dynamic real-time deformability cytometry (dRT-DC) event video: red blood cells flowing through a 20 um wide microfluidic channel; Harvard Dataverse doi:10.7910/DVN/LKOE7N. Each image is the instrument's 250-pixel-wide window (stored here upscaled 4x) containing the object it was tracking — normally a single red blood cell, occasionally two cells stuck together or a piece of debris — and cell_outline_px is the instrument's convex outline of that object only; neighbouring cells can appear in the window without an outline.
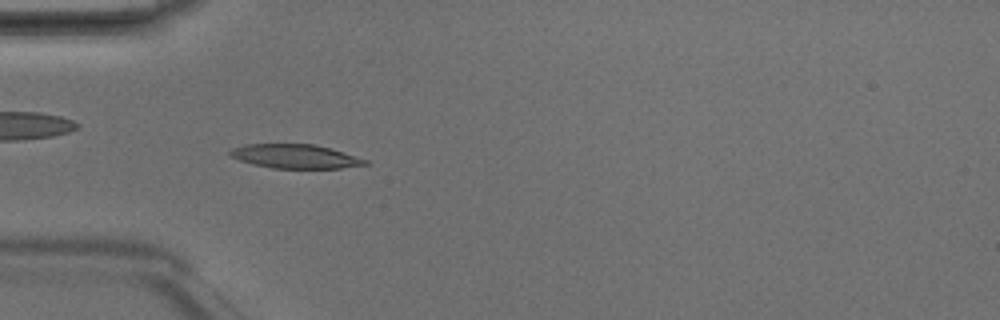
{"species": "Egyptian fruit bat (a non-hibernating species)", "species_latin": "Rousettus aegyptiacus", "temperature_condition": "room temperature", "stored_images_in_passage": 48, "camera_frame_rate_fps": 3000, "um_per_image_px": 0.085, "animal": {"sex": "male"}, "frame": {"image": 1, "passage_image": 14, "time_ms": 4.333, "image_size_px": [1000, 320], "cell_outline_px": [[368, 164], [340, 168], [272, 168], [252, 164], [240, 160], [232, 156], [228, 152], [232, 148], [244, 144], [312, 144], [332, 148], [368, 160]], "centroid_in_image_um": [25.09, 13.28], "position_along_channel_um": 59.9, "area_um2": 18.84}}
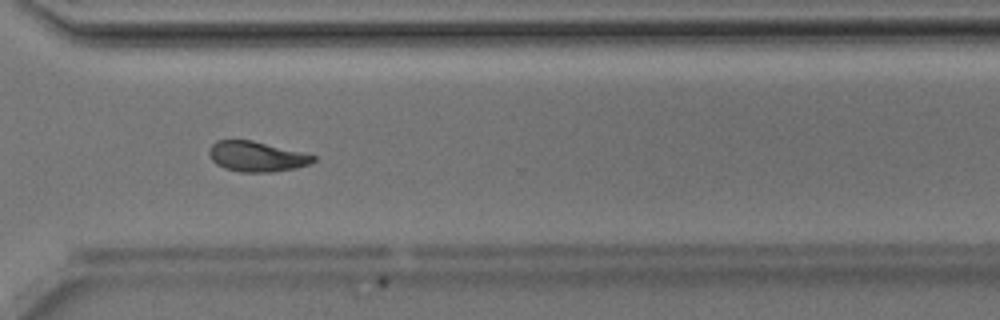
{"frame": {"image": 2, "passage_image": 35, "time_ms": 11.333, "image_size_px": [1000, 320], "cell_outline_px": [[316, 160], [308, 164], [296, 168], [272, 172], [240, 172], [224, 168], [216, 164], [212, 160], [208, 152], [208, 148], [216, 140], [252, 140], [316, 156]], "centroid_in_image_um": [21.77, 13.31], "position_along_channel_um": 348.8, "area_um2": 18.26}, "authors_computed_cell_mechanics": {"area_um2": 18.6405, "velocity_mm_per_s": 4.1737, "shape_relaxation_time_tau1_ms": 4.1792, "shape_relaxation_time_tau2_ms": 3.3008, "deformation_change_tau1": 0.1624, "deformation_change_tau2": 0.0751}}